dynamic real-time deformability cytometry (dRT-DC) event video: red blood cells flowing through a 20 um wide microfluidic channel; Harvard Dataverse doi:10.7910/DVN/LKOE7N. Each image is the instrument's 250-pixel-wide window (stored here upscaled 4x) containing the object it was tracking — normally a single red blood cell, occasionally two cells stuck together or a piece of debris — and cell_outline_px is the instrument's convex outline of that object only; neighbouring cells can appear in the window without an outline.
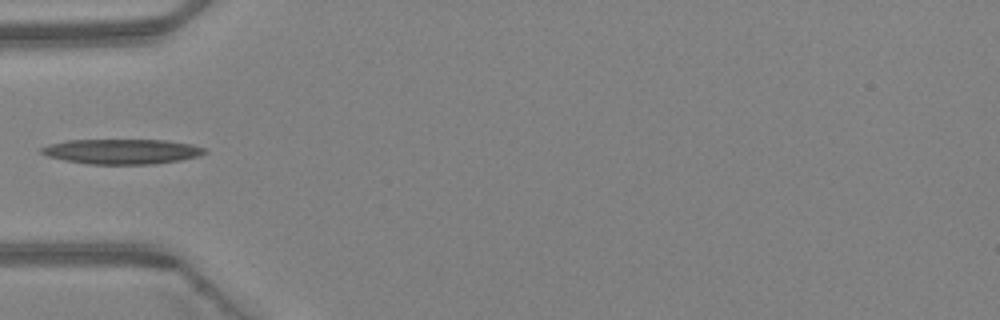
{"species": "Egyptian fruit bat (a non-hibernating species)", "species_latin": "Rousettus aegyptiacus", "temperature_condition": "warm", "stored_images_in_passage": 5, "camera_frame_rate_fps": 3000, "um_per_image_px": 0.085, "animal": {"sex": "female"}, "frame": {"image": 1, "passage_image": 4, "time_ms": 1.0, "image_size_px": [1000, 320], "cell_outline_px": [[208, 152], [200, 156], [180, 160], [156, 164], [88, 164], [64, 160], [48, 156], [40, 152], [40, 148], [48, 144], [68, 140], [164, 140], [192, 144], [204, 148]], "centroid_in_image_um": [10.37, 12.88], "position_along_channel_um": 74.6, "area_um2": 23.87}}